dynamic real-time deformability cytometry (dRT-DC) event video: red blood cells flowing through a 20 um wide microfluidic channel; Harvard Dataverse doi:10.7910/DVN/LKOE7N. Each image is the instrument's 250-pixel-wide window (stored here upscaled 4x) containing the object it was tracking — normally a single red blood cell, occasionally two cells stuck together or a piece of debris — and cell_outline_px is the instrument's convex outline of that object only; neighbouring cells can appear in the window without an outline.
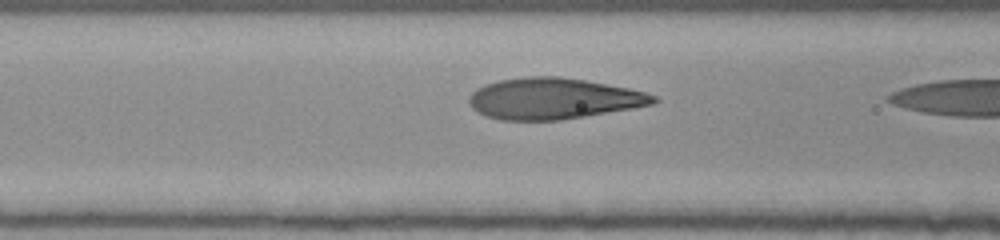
{"species": "human", "species_latin": "Homo sapiens", "temperature_condition": "room temperature", "stored_images_in_passage": 13, "camera_frame_rate_fps": 3000, "um_per_image_px": 0.085, "donor": {"sex": "female"}, "frame": {"image": 1, "passage_image": 12, "time_ms": 3.667, "image_size_px": [1000, 240], "cell_outline_px": [[660, 100], [652, 104], [632, 108], [560, 120], [500, 120], [484, 116], [472, 108], [468, 104], [468, 96], [476, 88], [484, 84], [500, 80], [524, 76], [560, 76], [584, 80], [628, 88], [644, 92], [656, 96]], "centroid_in_image_um": [46.97, 8.37], "position_along_channel_um": 119.6, "area_um2": 44.27}}